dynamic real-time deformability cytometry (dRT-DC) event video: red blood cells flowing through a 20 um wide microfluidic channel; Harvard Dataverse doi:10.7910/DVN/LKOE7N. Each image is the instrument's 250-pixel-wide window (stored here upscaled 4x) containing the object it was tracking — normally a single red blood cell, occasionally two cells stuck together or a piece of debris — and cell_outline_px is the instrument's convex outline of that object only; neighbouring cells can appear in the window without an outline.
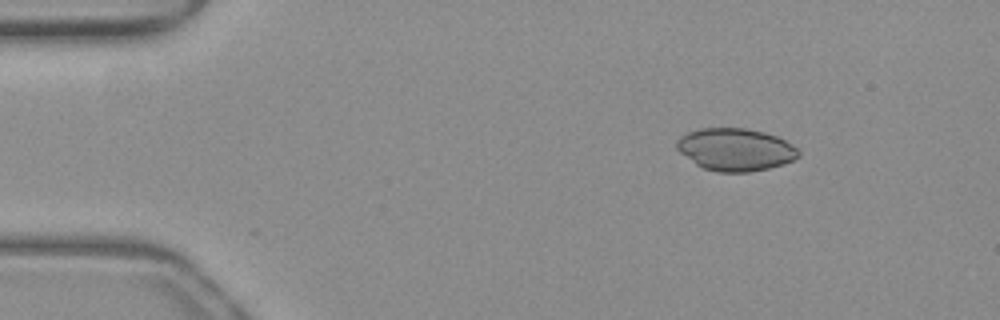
{"species": "common noctule bat (a hibernating species)", "species_latin": "Nyctalus noctula", "temperature_condition": "warm", "stored_images_in_passage": 16, "camera_frame_rate_fps": 3000, "um_per_image_px": 0.085, "animal": {"sex": "female", "body_mass_g": 19.3, "forearm_length_mm": 54.1}, "frame": {"image": 1, "passage_image": 1, "time_ms": 0.0, "image_size_px": [1000, 320], "cell_outline_px": [[800, 156], [784, 164], [768, 168], [748, 172], [716, 172], [704, 168], [696, 164], [680, 152], [676, 148], [676, 140], [680, 136], [688, 132], [700, 128], [744, 128], [764, 132], [776, 136], [784, 140], [796, 148], [800, 152]], "centroid_in_image_um": [62.49, 12.71], "position_along_channel_um": 22.5, "area_um2": 30.06}}